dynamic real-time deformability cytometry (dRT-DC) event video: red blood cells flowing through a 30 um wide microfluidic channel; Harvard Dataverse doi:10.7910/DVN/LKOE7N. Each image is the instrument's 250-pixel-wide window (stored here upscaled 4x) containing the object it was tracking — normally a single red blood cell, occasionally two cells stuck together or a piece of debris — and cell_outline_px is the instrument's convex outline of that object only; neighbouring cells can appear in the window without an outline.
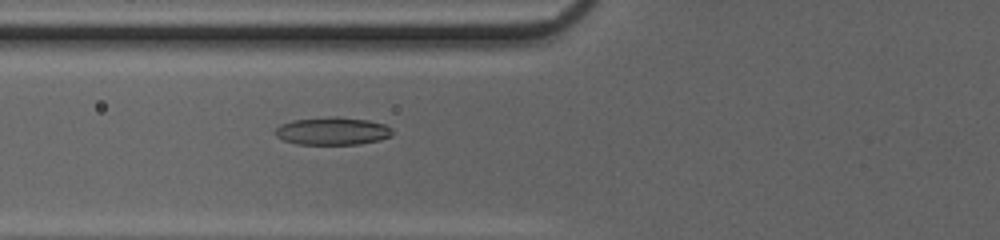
{"species": "common noctule bat (a hibernating species)", "species_latin": "Nyctalus noctula", "temperature_condition": "cold", "stored_images_in_passage": 52, "camera_frame_rate_fps": 3000, "um_per_image_px": 0.085, "animal": {"sex": "female", "body_mass_g": 20.0, "forearm_length_mm": 54.0}, "frame": {"image": 1, "passage_image": 22, "time_ms": 7.0, "image_size_px": [1000, 240], "cell_outline_px": [[392, 136], [380, 140], [360, 144], [296, 144], [284, 140], [276, 136], [272, 132], [280, 124], [292, 120], [332, 116], [336, 116], [368, 120], [384, 124], [392, 128]], "centroid_in_image_um": [28.25, 11.13], "position_along_channel_um": 97.6, "area_um2": 19.13}}
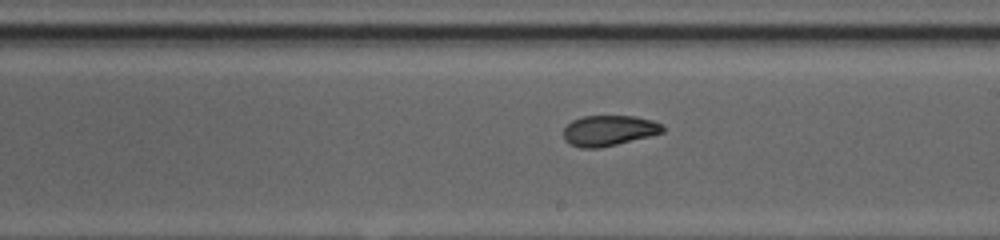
{"frame": {"image": 2, "passage_image": 32, "time_ms": 10.333, "image_size_px": [1000, 240], "cell_outline_px": [[664, 132], [600, 148], [580, 148], [568, 144], [564, 140], [564, 128], [572, 120], [584, 116], [636, 116], [652, 120], [660, 124], [664, 128]], "centroid_in_image_um": [51.71, 11.1], "position_along_channel_um": 237.3, "area_um2": 17.57}}
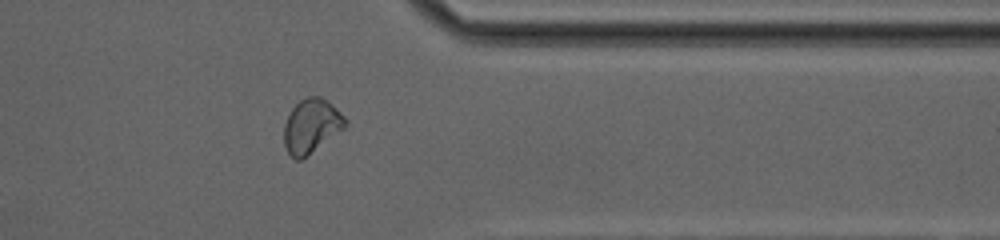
{"frame": {"image": 3, "passage_image": 43, "time_ms": 14.0, "image_size_px": [1000, 240], "cell_outline_px": [[348, 124], [344, 128], [300, 160], [296, 160], [288, 152], [284, 144], [284, 124], [292, 108], [300, 100], [308, 96], [320, 96], [328, 100], [344, 116]], "centroid_in_image_um": [26.46, 10.68], "position_along_channel_um": 384.9, "area_um2": 19.02}, "authors_computed_cell_mechanics": {"area_um2": 18.6694, "velocity_mm_per_s": 4.1866, "shape_relaxation_time_tau1_ms": 6.4245, "shape_relaxation_time_tau2_ms": 2.2566, "deformation_change_tau1": 0.159, "deformation_change_tau2": 0.0804}}